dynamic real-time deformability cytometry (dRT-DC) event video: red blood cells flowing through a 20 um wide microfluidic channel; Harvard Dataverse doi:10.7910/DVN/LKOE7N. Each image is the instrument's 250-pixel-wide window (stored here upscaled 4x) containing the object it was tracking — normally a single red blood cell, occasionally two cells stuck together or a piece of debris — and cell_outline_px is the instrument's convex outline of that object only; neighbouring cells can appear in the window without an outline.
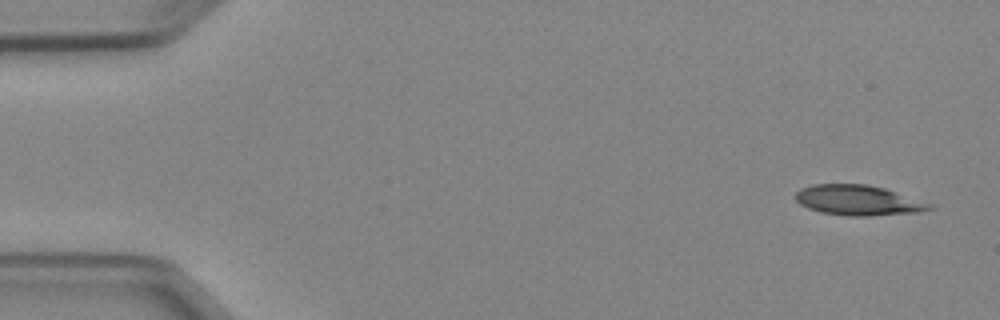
{"species": "Egyptian fruit bat (a non-hibernating species)", "species_latin": "Rousettus aegyptiacus", "temperature_condition": "cold", "stored_images_in_passage": 5, "camera_frame_rate_fps": 3000, "um_per_image_px": 0.085, "animal": {"sex": "female"}, "frame": {"image": 1, "passage_image": 1, "time_ms": 0.0, "image_size_px": [1000, 320], "cell_outline_px": [[936, 208], [916, 212], [868, 216], [848, 216], [820, 212], [808, 208], [800, 204], [792, 196], [800, 188], [812, 184], [868, 184], [884, 188], [936, 204]], "centroid_in_image_um": [72.96, 17.02], "position_along_channel_um": 12.0, "area_um2": 23.93}}
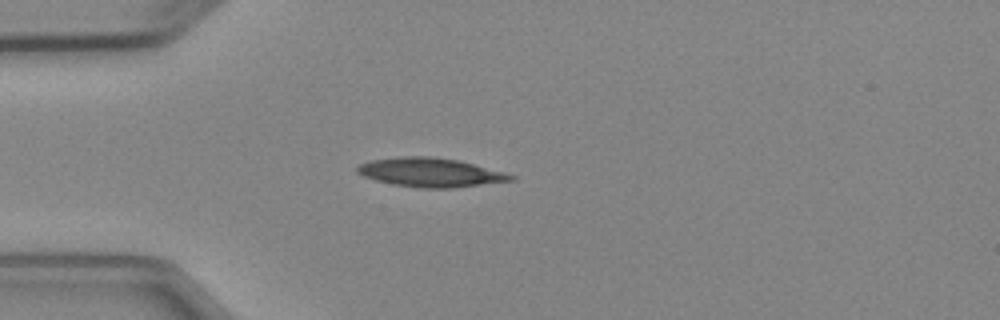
{"frame": {"image": 2, "passage_image": 4, "time_ms": 3.667, "image_size_px": [1000, 320], "cell_outline_px": [[516, 180], [452, 188], [424, 188], [392, 184], [376, 180], [364, 176], [356, 172], [356, 168], [360, 164], [368, 160], [396, 156], [432, 156], [460, 160], [504, 172], [516, 176]], "centroid_in_image_um": [36.58, 14.64], "position_along_channel_um": 48.4, "area_um2": 26.13}}